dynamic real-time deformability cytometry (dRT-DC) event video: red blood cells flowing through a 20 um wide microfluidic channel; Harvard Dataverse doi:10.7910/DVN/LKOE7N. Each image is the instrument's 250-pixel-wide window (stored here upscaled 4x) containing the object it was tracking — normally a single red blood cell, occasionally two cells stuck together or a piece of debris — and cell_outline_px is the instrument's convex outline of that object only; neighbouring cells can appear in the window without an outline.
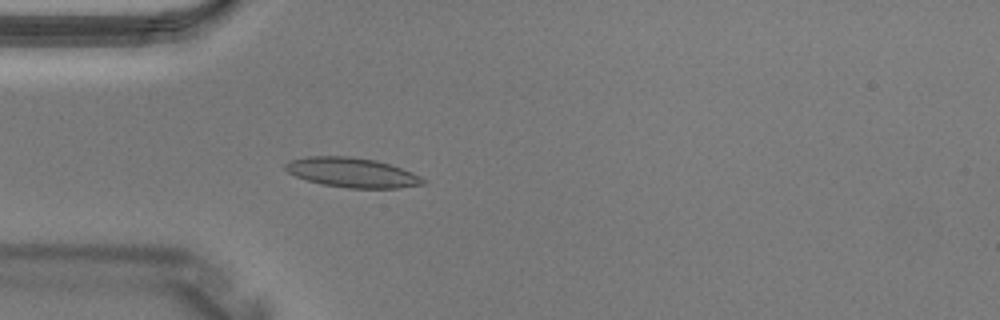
{"species": "Egyptian fruit bat (a non-hibernating species)", "species_latin": "Rousettus aegyptiacus", "temperature_condition": "warm", "stored_images_in_passage": 3, "camera_frame_rate_fps": 3000, "um_per_image_px": 0.085, "animal": {"sex": "male"}, "frame": {"image": 1, "passage_image": 3, "time_ms": 0.667, "image_size_px": [1000, 320], "cell_outline_px": [[428, 180], [424, 184], [400, 188], [348, 188], [320, 184], [296, 176], [288, 172], [284, 168], [284, 164], [292, 160], [308, 156], [352, 156], [376, 160], [412, 172]], "centroid_in_image_um": [29.94, 14.67], "position_along_channel_um": 55.1, "area_um2": 23.81}}